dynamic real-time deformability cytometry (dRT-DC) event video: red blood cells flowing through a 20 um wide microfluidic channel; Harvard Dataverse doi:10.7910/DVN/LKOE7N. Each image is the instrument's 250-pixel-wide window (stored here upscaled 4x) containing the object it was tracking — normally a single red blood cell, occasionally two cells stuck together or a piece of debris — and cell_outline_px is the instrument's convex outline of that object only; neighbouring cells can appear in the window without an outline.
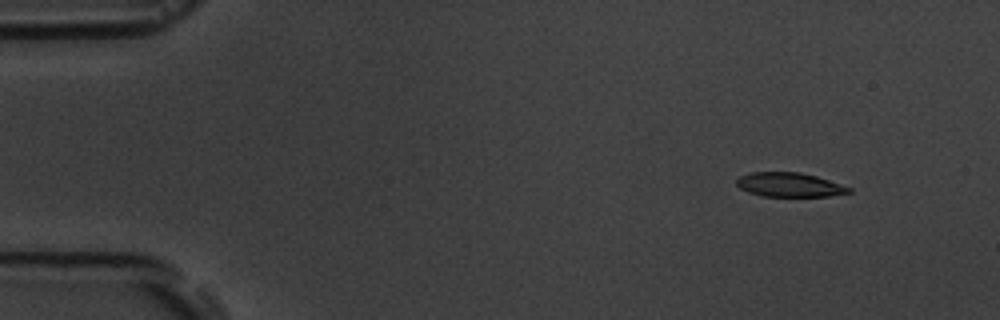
{"species": "common noctule bat (a hibernating species)", "species_latin": "Nyctalus noctula", "temperature_condition": "room temperature", "stored_images_in_passage": 5, "segment_of_instrument_passage": [2, 2], "camera_frame_rate_fps": 3000, "um_per_image_px": 0.085, "animal": {"sex": "male", "body_mass_g": 19.5, "forearm_length_mm": 54.6}, "frame": {"image": 1, "passage_image": 5, "time_ms": 6.333, "image_size_px": [1000, 320], "cell_outline_px": [[852, 192], [828, 196], [760, 196], [748, 192], [740, 188], [736, 184], [736, 180], [740, 176], [752, 172], [800, 172], [816, 176], [852, 188]], "centroid_in_image_um": [67.09, 15.7], "position_along_channel_um": 17.9, "area_um2": 15.78}}